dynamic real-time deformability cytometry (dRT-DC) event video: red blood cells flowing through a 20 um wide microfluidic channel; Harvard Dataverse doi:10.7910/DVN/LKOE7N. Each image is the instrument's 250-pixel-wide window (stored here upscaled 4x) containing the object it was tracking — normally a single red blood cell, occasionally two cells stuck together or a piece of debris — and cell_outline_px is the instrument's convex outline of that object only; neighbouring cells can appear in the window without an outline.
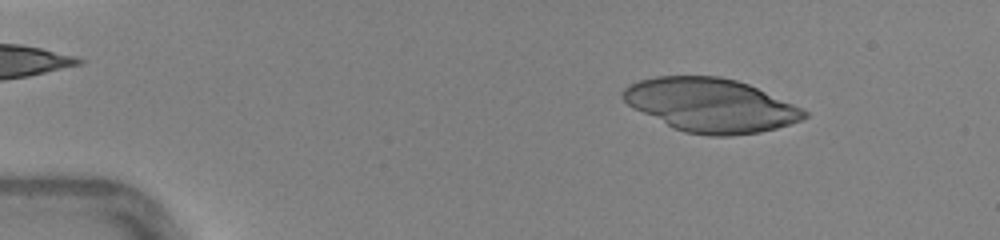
{"species": "human", "species_latin": "Homo sapiens", "temperature_condition": "warm", "stored_images_in_passage": 45, "camera_frame_rate_fps": 3000, "um_per_image_px": 0.085, "donor": {"sex": "female"}, "frame": {"image": 1, "passage_image": 6, "time_ms": 1.667, "image_size_px": [1000, 240], "cell_outline_px": [[808, 116], [800, 120], [776, 128], [760, 132], [732, 136], [708, 136], [684, 132], [672, 128], [632, 108], [620, 96], [620, 92], [628, 84], [640, 80], [656, 76], [720, 76], [736, 80], [748, 84], [792, 104], [808, 112]], "centroid_in_image_um": [60.34, 8.94], "position_along_channel_um": 24.7, "area_um2": 56.64}}